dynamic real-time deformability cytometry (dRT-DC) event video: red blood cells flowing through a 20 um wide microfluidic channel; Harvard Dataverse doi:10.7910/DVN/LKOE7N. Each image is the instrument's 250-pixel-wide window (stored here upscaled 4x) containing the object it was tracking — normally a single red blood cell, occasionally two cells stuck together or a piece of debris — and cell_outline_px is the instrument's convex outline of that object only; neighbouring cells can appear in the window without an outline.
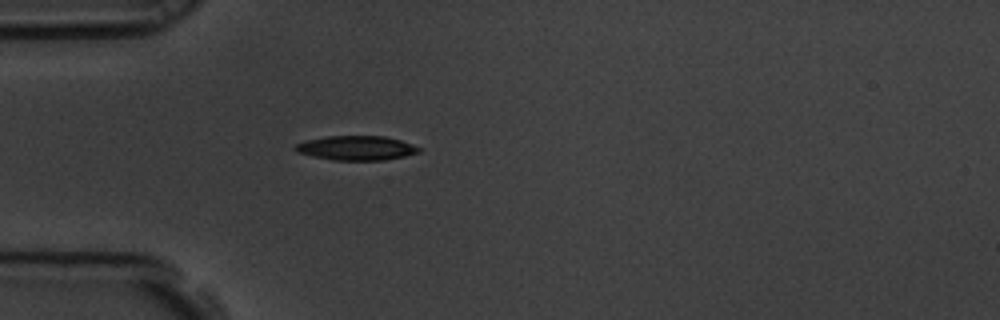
{"species": "common noctule bat (a hibernating species)", "species_latin": "Nyctalus noctula", "temperature_condition": "room temperature", "stored_images_in_passage": 4, "camera_frame_rate_fps": 3000, "um_per_image_px": 0.085, "animal": {"sex": "male", "body_mass_g": 19.5, "forearm_length_mm": 54.6}, "frame": {"image": 1, "passage_image": 4, "time_ms": 1.0, "image_size_px": [1000, 320], "cell_outline_px": [[424, 148], [420, 152], [404, 156], [384, 160], [332, 160], [312, 156], [296, 152], [292, 148], [296, 144], [304, 140], [324, 136], [384, 136], [400, 140]], "centroid_in_image_um": [30.27, 12.57], "position_along_channel_um": 54.7, "area_um2": 17.8}}